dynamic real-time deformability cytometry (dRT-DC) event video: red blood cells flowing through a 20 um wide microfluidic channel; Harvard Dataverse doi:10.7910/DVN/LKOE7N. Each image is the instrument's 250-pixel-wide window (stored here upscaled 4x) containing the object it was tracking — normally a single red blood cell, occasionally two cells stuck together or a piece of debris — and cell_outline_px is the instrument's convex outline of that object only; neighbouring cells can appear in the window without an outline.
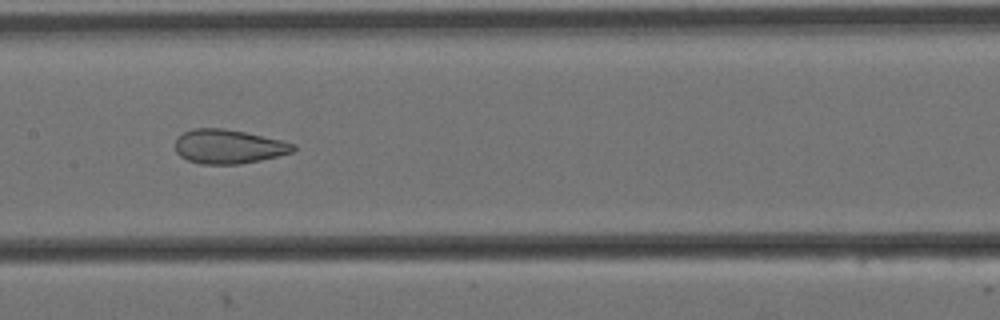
{"species": "Egyptian fruit bat (a non-hibernating species)", "species_latin": "Rousettus aegyptiacus", "temperature_condition": "cold", "stored_images_in_passage": 9, "camera_frame_rate_fps": 3000, "um_per_image_px": 0.085, "animal": {"sex": "female"}, "frame": {"image": 1, "passage_image": 6, "time_ms": 1.667, "image_size_px": [1000, 320], "cell_outline_px": [[296, 148], [292, 152], [260, 160], [236, 164], [200, 164], [188, 160], [180, 156], [176, 152], [176, 140], [184, 132], [192, 128], [224, 128], [244, 132], [280, 140], [296, 144]], "centroid_in_image_um": [19.41, 12.45], "position_along_channel_um": 188.0, "area_um2": 23.24}}
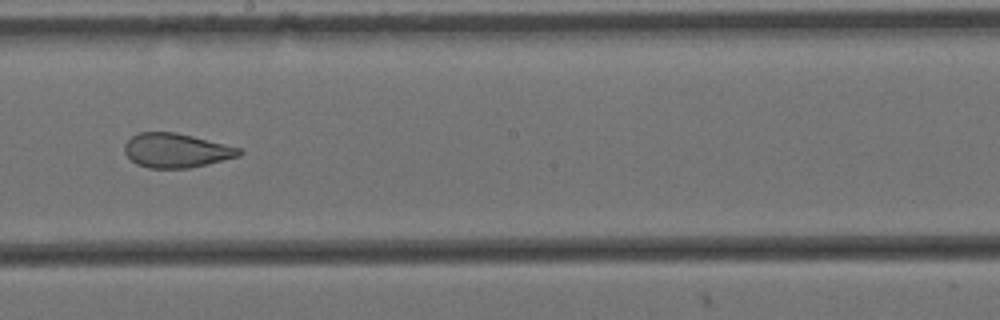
{"frame": {"image": 2, "passage_image": 7, "time_ms": 2.0, "image_size_px": [1000, 320], "cell_outline_px": [[244, 152], [240, 156], [208, 164], [188, 168], [148, 168], [136, 164], [124, 152], [124, 144], [132, 136], [140, 132], [176, 132], [240, 148]], "centroid_in_image_um": [14.98, 12.79], "position_along_channel_um": 233.2, "area_um2": 22.83}}
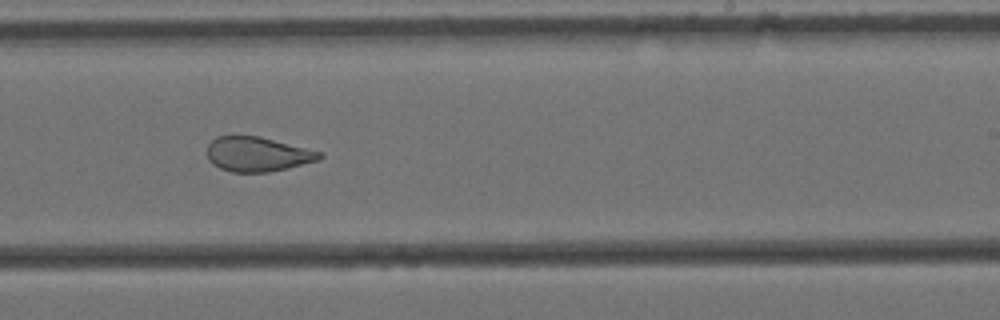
{"frame": {"image": 3, "passage_image": 8, "time_ms": 2.333, "image_size_px": [1000, 320], "cell_outline_px": [[324, 156], [320, 160], [288, 168], [268, 172], [232, 172], [220, 168], [212, 164], [208, 160], [208, 144], [216, 136], [260, 136], [324, 152]], "centroid_in_image_um": [21.93, 13.11], "position_along_channel_um": 267.1, "area_um2": 22.89}}